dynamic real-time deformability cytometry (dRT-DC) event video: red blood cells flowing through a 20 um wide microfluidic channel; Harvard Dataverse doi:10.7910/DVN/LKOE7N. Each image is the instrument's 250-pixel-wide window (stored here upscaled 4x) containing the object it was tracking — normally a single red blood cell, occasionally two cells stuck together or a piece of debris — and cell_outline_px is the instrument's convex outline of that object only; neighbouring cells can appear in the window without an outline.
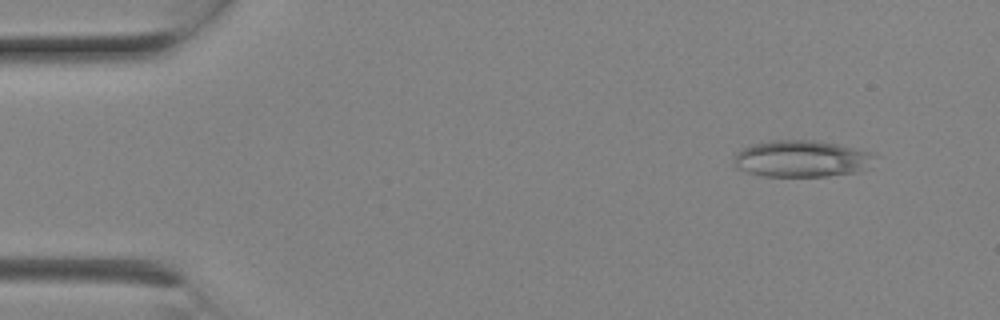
{"species": "Egyptian fruit bat (a non-hibernating species)", "species_latin": "Rousettus aegyptiacus", "temperature_condition": "room temperature", "stored_images_in_passage": 6, "camera_frame_rate_fps": 3000, "um_per_image_px": 0.085, "animal": {"sex": "female"}, "frame": {"image": 1, "passage_image": 2, "time_ms": 0.333, "image_size_px": [1000, 320], "cell_outline_px": [[880, 156], [856, 172], [828, 176], [764, 176], [748, 172], [736, 168], [736, 152], [752, 144], [772, 140], [812, 140], [836, 144], [872, 152]], "centroid_in_image_um": [68.14, 13.48], "position_along_channel_um": 16.9, "area_um2": 29.77}}